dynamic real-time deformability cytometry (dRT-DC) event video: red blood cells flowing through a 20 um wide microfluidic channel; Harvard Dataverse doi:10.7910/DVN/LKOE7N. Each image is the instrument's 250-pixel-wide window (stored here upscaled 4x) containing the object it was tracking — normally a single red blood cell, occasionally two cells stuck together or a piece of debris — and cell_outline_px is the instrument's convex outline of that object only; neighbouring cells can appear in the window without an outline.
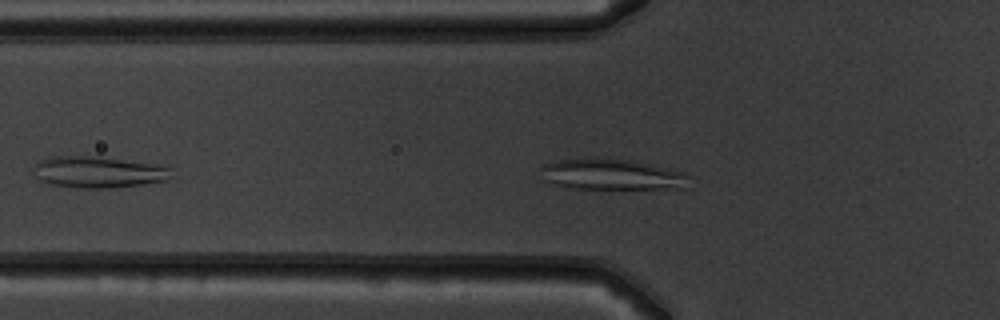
{"species": "common noctule bat (a hibernating species)", "species_latin": "Nyctalus noctula", "temperature_condition": "warm", "stored_images_in_passage": 34, "camera_frame_rate_fps": 3000, "um_per_image_px": 0.085, "animal": {"sex": "male", "body_mass_g": 19.5, "forearm_length_mm": 54.6}, "frame": {"image": 1, "passage_image": 6, "time_ms": 1.667, "image_size_px": [1000, 320], "cell_outline_px": [[688, 176], [684, 188], [568, 188], [548, 184], [544, 180], [540, 168], [544, 164], [560, 160], [584, 156], [592, 156], [628, 160], [684, 172]], "centroid_in_image_um": [51.86, 14.81], "position_along_channel_um": 73.9, "area_um2": 26.76}}
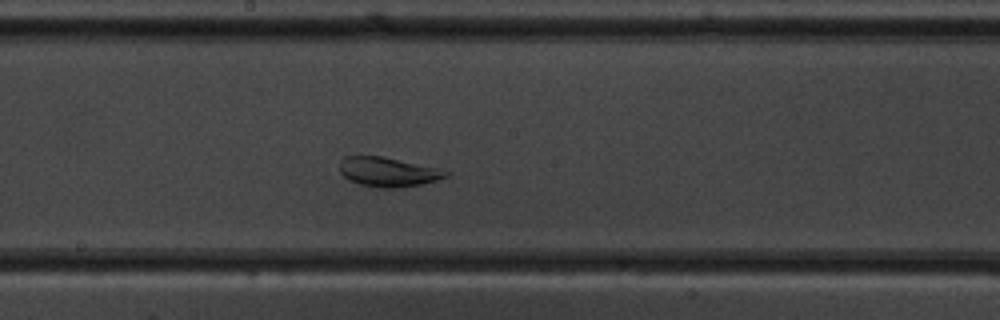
{"frame": {"image": 2, "passage_image": 17, "time_ms": 5.333, "image_size_px": [1000, 320], "cell_outline_px": [[452, 172], [448, 176], [436, 180], [420, 184], [400, 188], [376, 188], [360, 184], [348, 180], [340, 172], [340, 160], [344, 156], [384, 156], [436, 168]], "centroid_in_image_um": [32.96, 14.62], "position_along_channel_um": 215.2, "area_um2": 18.26}}
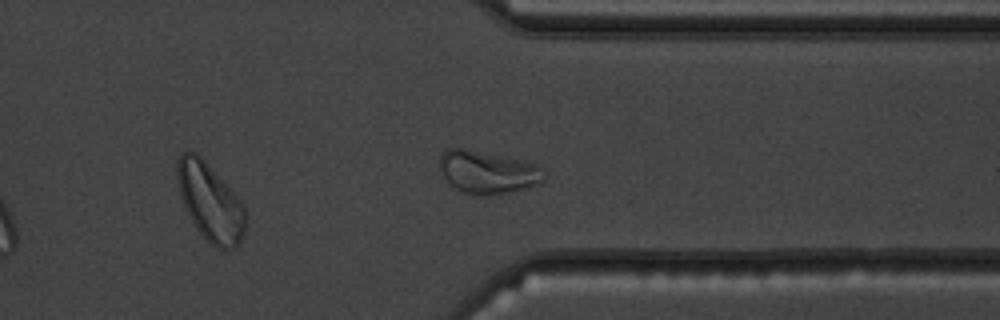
{"frame": {"image": 3, "passage_image": 29, "time_ms": 9.333, "image_size_px": [1000, 320], "cell_outline_px": [[248, 216], [244, 236], [232, 248], [216, 248], [196, 228], [184, 204], [180, 192], [176, 176], [176, 160], [184, 152], [196, 152], [204, 160], [244, 204]], "centroid_in_image_um": [17.89, 17.17], "position_along_channel_um": 393.5, "area_um2": 30.46}}